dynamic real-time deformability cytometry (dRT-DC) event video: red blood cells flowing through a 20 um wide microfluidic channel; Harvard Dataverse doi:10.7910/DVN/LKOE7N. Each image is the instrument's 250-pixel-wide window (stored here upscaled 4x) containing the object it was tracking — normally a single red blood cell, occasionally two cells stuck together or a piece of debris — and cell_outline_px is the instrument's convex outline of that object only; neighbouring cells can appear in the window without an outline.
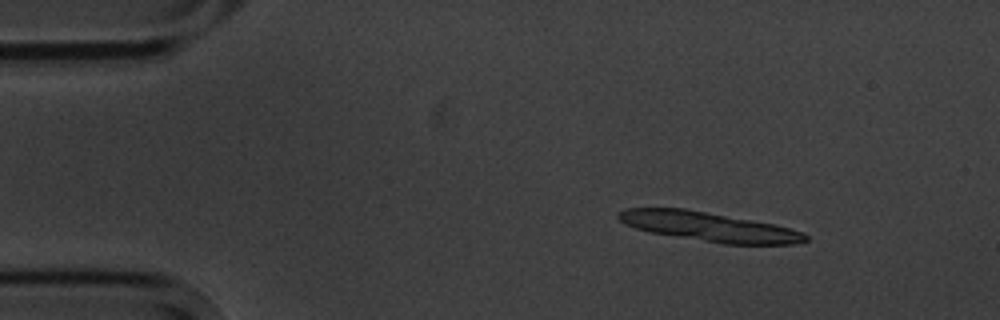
{"species": "common noctule bat (a hibernating species)", "species_latin": "Nyctalus noctula", "temperature_condition": "cold", "stored_images_in_passage": 10, "segment_of_instrument_passage": [1, 2], "camera_frame_rate_fps": 3000, "um_per_image_px": 0.085, "animal": {"sex": "male", "body_mass_g": 20.1, "forearm_length_mm": 53.5}, "frame": {"image": 1, "passage_image": 2, "time_ms": 1.333, "image_size_px": [1000, 320], "cell_outline_px": [[808, 240], [796, 244], [724, 244], [652, 232], [636, 228], [624, 224], [616, 216], [616, 212], [624, 208], [684, 208], [752, 220], [772, 224], [804, 232], [808, 236]], "centroid_in_image_um": [60.23, 19.26], "position_along_channel_um": 24.8, "area_um2": 31.62}}